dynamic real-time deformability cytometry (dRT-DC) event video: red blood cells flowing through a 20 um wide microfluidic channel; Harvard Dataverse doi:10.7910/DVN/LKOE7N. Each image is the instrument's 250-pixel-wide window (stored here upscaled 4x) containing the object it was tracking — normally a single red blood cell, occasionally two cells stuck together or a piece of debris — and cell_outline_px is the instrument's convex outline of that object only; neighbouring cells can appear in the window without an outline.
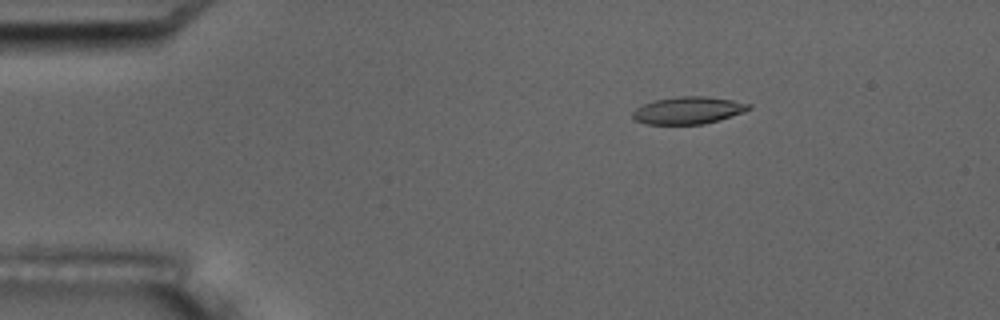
{"species": "common noctule bat (a hibernating species)", "species_latin": "Nyctalus noctula", "temperature_condition": "room temperature", "stored_images_in_passage": 6, "camera_frame_rate_fps": 3000, "um_per_image_px": 0.085, "animal": {"sex": "male", "body_mass_g": 17.5, "forearm_length_mm": 52.3}, "frame": {"image": 1, "passage_image": 3, "time_ms": 2.333, "image_size_px": [1000, 320], "cell_outline_px": [[752, 108], [744, 112], [720, 120], [704, 124], [644, 124], [636, 120], [632, 116], [632, 112], [636, 108], [644, 104], [656, 100], [680, 96], [708, 96], [732, 100], [752, 104]], "centroid_in_image_um": [58.53, 9.38], "position_along_channel_um": 26.5, "area_um2": 18.5}}